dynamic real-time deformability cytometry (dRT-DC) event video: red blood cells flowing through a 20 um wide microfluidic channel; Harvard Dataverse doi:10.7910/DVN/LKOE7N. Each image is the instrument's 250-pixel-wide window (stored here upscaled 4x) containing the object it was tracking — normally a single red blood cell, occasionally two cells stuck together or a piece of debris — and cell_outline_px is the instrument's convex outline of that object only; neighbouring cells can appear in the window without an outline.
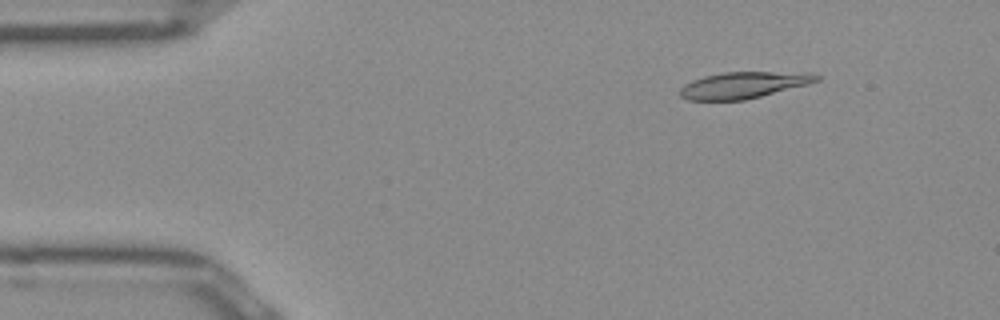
{"species": "Egyptian fruit bat (a non-hibernating species)", "species_latin": "Rousettus aegyptiacus", "temperature_condition": "room temperature", "stored_images_in_passage": 46, "camera_frame_rate_fps": 3000, "um_per_image_px": 0.085, "frame": {"image": 1, "passage_image": 2, "time_ms": 0.333, "image_size_px": [1000, 320], "cell_outline_px": [[820, 80], [808, 84], [744, 100], [688, 100], [680, 96], [680, 88], [684, 84], [692, 80], [704, 76], [724, 72], [772, 72], [820, 76]], "centroid_in_image_um": [63.07, 7.25], "position_along_channel_um": 21.9, "area_um2": 20.46}}
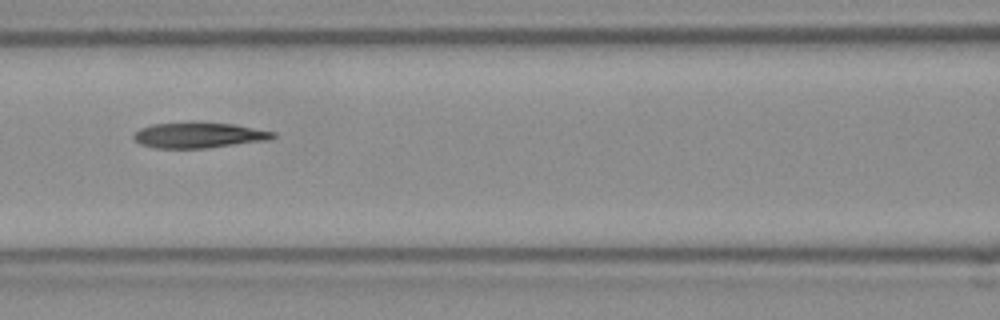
{"frame": {"image": 2, "passage_image": 17, "time_ms": 5.333, "image_size_px": [1000, 320], "cell_outline_px": [[276, 136], [268, 140], [204, 148], [156, 148], [140, 144], [132, 136], [140, 128], [152, 124], [188, 120], [192, 120], [232, 124], [276, 132]], "centroid_in_image_um": [16.86, 11.45], "position_along_channel_um": 149.7, "area_um2": 21.15}}
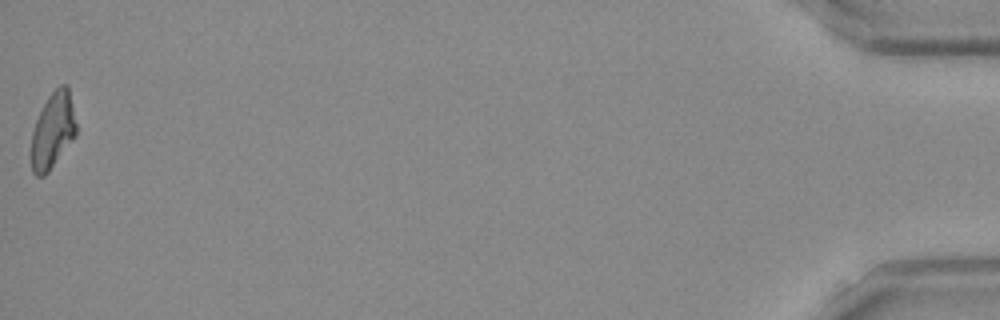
{"frame": {"image": 3, "passage_image": 46, "time_ms": 15.0, "image_size_px": [1000, 320], "cell_outline_px": [[76, 136], [48, 172], [44, 176], [36, 176], [32, 172], [32, 132], [36, 120], [48, 96], [60, 84], [68, 84], [76, 124]], "centroid_in_image_um": [4.5, 11.09], "position_along_channel_um": 430.7, "area_um2": 19.71}, "authors_computed_cell_mechanics": {"area_um2": 21.1837, "velocity_mm_per_s": 3.968, "shape_relaxation_time_tau1_ms": null, "shape_relaxation_time_tau2_ms": 6.0095, "deformation_change_tau1": null, "deformation_change_tau2": 0.1557}}